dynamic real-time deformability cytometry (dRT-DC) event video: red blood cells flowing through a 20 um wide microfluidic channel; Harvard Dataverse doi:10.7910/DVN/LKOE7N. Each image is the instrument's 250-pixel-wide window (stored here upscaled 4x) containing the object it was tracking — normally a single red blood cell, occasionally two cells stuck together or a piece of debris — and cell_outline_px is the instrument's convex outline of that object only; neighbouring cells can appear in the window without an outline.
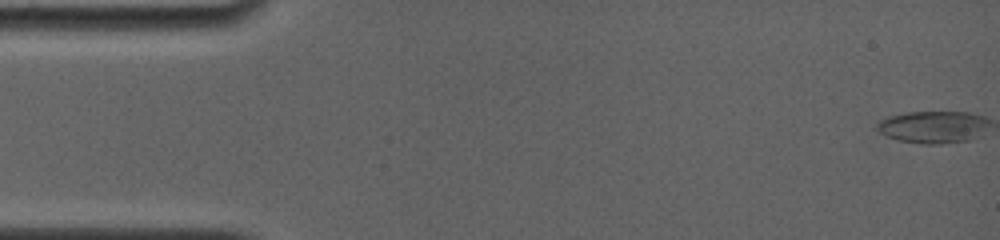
{"species": "common noctule bat (a hibernating species)", "species_latin": "Nyctalus noctula", "temperature_condition": "room temperature", "stored_images_in_passage": 66, "camera_frame_rate_fps": 4000, "um_per_image_px": 0.085, "animal": {"sex": "female", "body_mass_g": 19.0, "forearm_length_mm": 56.7}, "frame": {"image": 1, "passage_image": 1, "time_ms": 0.0, "image_size_px": [1000, 240], "cell_outline_px": [[976, 116], [972, 124], [960, 140], [932, 144], [900, 140], [888, 136], [880, 132], [876, 128], [884, 120], [892, 116], [912, 112], [960, 112]], "centroid_in_image_um": [78.83, 10.77], "position_along_channel_um": 6.2, "area_um2": 17.46}}
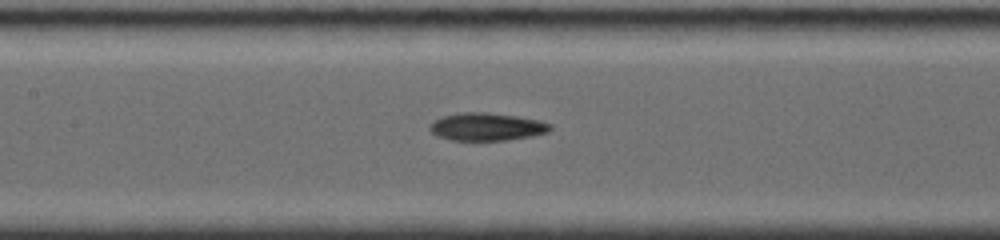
{"frame": {"image": 2, "passage_image": 31, "time_ms": 7.5, "image_size_px": [1000, 240], "cell_outline_px": [[552, 128], [548, 132], [532, 136], [504, 140], [452, 140], [436, 136], [428, 128], [436, 120], [444, 116], [460, 112], [484, 112], [516, 116], [540, 120], [552, 124]], "centroid_in_image_um": [41.4, 10.77], "position_along_channel_um": 166.0, "area_um2": 19.36}}
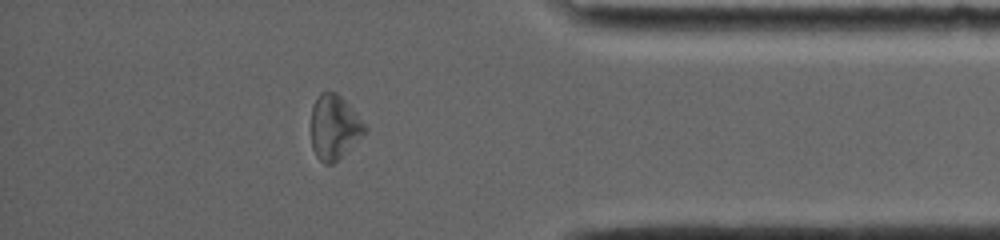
{"frame": {"image": 3, "passage_image": 57, "time_ms": 14.0, "image_size_px": [1000, 240], "cell_outline_px": [[368, 132], [332, 164], [324, 164], [316, 156], [312, 148], [312, 104], [320, 92], [336, 92], [348, 104], [368, 128]], "centroid_in_image_um": [28.42, 10.81], "position_along_channel_um": 406.8, "area_um2": 20.06}, "authors_computed_cell_mechanics": {"area_um2": 19.7387, "velocity_mm_per_s": 3.8979, "shape_relaxation_time_tau1_ms": 5.604, "shape_relaxation_time_tau2_ms": 4.0735, "deformation_change_tau1": 0.1766, "deformation_change_tau2": 0.1267}}